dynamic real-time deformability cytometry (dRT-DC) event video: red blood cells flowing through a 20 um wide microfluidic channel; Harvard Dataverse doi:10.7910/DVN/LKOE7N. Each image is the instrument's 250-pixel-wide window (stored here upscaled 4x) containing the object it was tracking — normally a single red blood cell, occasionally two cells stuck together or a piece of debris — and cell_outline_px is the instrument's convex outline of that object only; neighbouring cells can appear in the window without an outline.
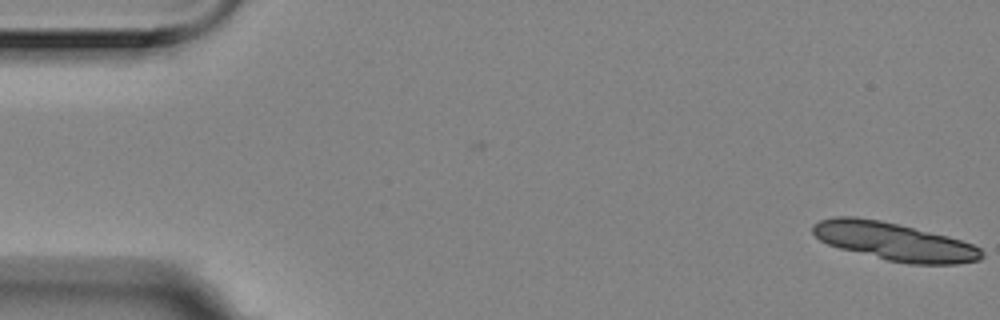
{"species": "Egyptian fruit bat (a non-hibernating species)", "species_latin": "Rousettus aegyptiacus", "temperature_condition": "room temperature", "stored_images_in_passage": 5, "camera_frame_rate_fps": 3000, "um_per_image_px": 0.085, "animal": {"sex": "female"}, "frame": {"image": 1, "passage_image": 1, "time_ms": 0.0, "image_size_px": [1000, 320], "cell_outline_px": [[984, 256], [980, 260], [956, 264], [908, 264], [888, 260], [840, 248], [828, 244], [820, 240], [812, 232], [812, 224], [820, 220], [836, 216], [856, 216], [880, 220], [948, 236], [972, 244], [980, 248], [984, 252]], "centroid_in_image_um": [76.01, 20.53], "position_along_channel_um": 9.0, "area_um2": 37.22}}